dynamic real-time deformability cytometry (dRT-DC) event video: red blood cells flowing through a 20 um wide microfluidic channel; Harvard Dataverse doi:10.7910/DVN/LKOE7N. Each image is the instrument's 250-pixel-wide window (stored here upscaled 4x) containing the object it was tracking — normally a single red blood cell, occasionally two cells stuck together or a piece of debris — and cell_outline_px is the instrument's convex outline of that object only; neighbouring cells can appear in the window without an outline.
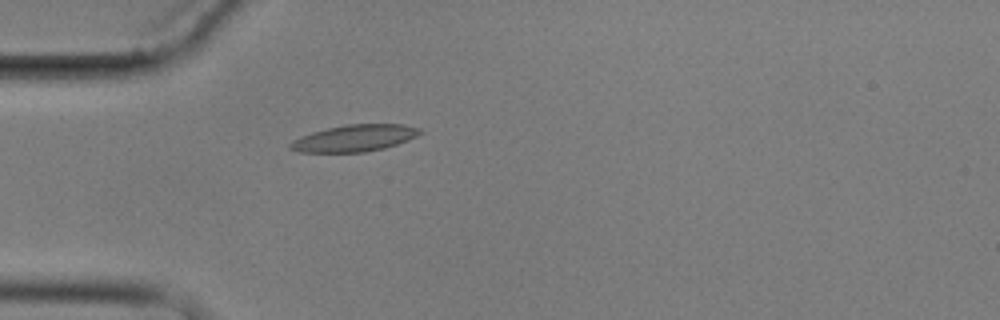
{"species": "common noctule bat (a hibernating species)", "species_latin": "Nyctalus noctula", "temperature_condition": "cold", "stored_images_in_passage": 4, "camera_frame_rate_fps": 3000, "um_per_image_px": 0.085, "animal": {"sex": "male", "body_mass_g": 17.9}, "frame": {"image": 1, "passage_image": 4, "time_ms": 5.333, "image_size_px": [1000, 320], "cell_outline_px": [[424, 132], [408, 140], [384, 148], [364, 152], [300, 152], [288, 148], [288, 144], [292, 140], [300, 136], [312, 132], [344, 124], [400, 124], [420, 128]], "centroid_in_image_um": [30.11, 11.74], "position_along_channel_um": 54.9, "area_um2": 20.23}}